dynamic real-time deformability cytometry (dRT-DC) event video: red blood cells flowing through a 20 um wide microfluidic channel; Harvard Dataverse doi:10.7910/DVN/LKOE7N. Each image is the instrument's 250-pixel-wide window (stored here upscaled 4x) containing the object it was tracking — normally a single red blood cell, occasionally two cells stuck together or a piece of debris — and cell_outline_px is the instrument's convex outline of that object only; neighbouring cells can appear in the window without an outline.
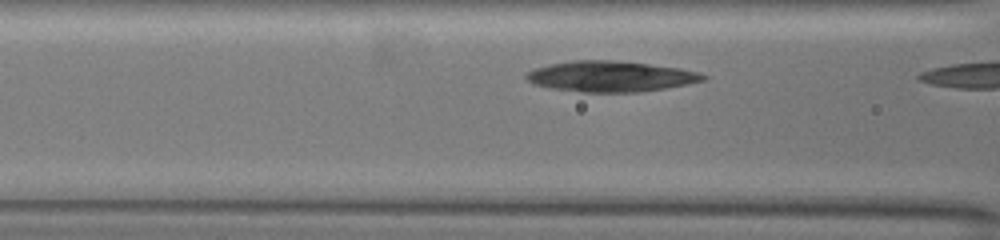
{"species": "common noctule bat (a hibernating species)", "species_latin": "Nyctalus noctula", "temperature_condition": "warm", "stored_images_in_passage": 7, "camera_frame_rate_fps": 3000, "um_per_image_px": 0.085, "animal": {"sex": "female", "body_mass_g": 19.5, "forearm_length_mm": 54.1}, "frame": {"image": 1, "passage_image": 6, "time_ms": 1.667, "image_size_px": [1000, 240], "cell_outline_px": [[708, 76], [704, 80], [664, 88], [636, 92], [580, 92], [552, 88], [536, 84], [528, 80], [524, 76], [528, 72], [536, 68], [548, 64], [572, 60], [616, 60], [680, 68], [700, 72]], "centroid_in_image_um": [51.89, 6.48], "position_along_channel_um": 114.7, "area_um2": 31.39}}